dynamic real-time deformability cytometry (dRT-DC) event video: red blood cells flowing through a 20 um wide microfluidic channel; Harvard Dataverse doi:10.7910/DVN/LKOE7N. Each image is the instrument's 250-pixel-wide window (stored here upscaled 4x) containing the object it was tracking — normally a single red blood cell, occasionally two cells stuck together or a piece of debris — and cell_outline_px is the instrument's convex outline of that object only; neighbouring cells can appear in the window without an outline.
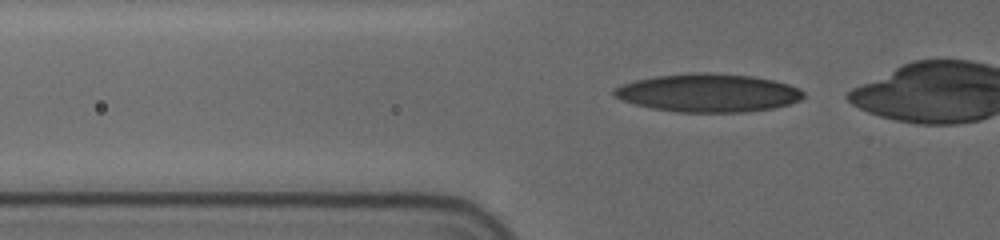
{"species": "human", "species_latin": "Homo sapiens", "temperature_condition": "cold", "stored_images_in_passage": 45, "camera_frame_rate_fps": 3000, "um_per_image_px": 0.085, "donor": {"sex": "female"}, "frame": {"image": 1, "passage_image": 14, "time_ms": 4.333, "image_size_px": [1000, 240], "cell_outline_px": [[804, 96], [800, 100], [788, 104], [772, 108], [744, 112], [676, 112], [652, 108], [636, 104], [624, 100], [616, 96], [612, 92], [616, 88], [624, 84], [636, 80], [656, 76], [692, 72], [704, 72], [752, 76], [772, 80], [788, 84], [804, 92]], "centroid_in_image_um": [60.21, 7.89], "position_along_channel_um": 65.6, "area_um2": 41.73}}
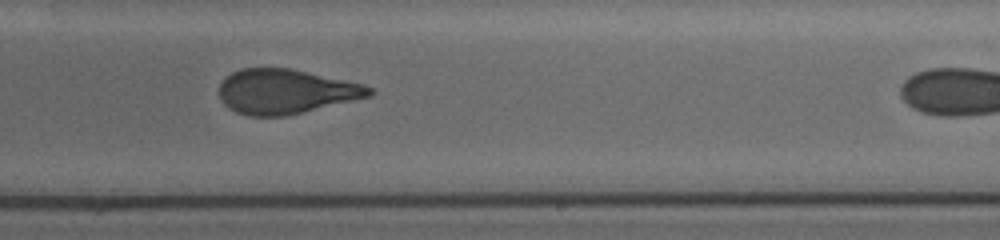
{"frame": {"image": 2, "passage_image": 31, "time_ms": 10.0, "image_size_px": [1000, 240], "cell_outline_px": [[376, 92], [372, 96], [284, 116], [248, 116], [236, 112], [228, 108], [220, 100], [220, 84], [232, 72], [240, 68], [292, 68], [364, 84], [372, 88]], "centroid_in_image_um": [24.3, 7.77], "position_along_channel_um": 264.7, "area_um2": 39.07}}
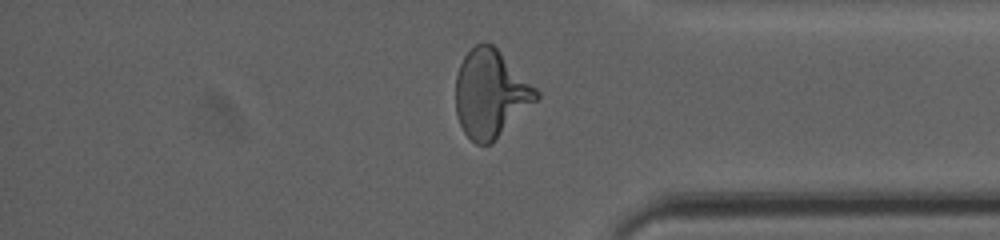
{"frame": {"image": 3, "passage_image": 42, "time_ms": 13.667, "image_size_px": [1000, 240], "cell_outline_px": [[540, 96], [492, 144], [476, 144], [464, 132], [456, 116], [456, 76], [460, 64], [464, 56], [476, 44], [484, 40], [492, 44], [540, 92]], "centroid_in_image_um": [41.68, 7.97], "position_along_channel_um": 393.5, "area_um2": 40.86}}